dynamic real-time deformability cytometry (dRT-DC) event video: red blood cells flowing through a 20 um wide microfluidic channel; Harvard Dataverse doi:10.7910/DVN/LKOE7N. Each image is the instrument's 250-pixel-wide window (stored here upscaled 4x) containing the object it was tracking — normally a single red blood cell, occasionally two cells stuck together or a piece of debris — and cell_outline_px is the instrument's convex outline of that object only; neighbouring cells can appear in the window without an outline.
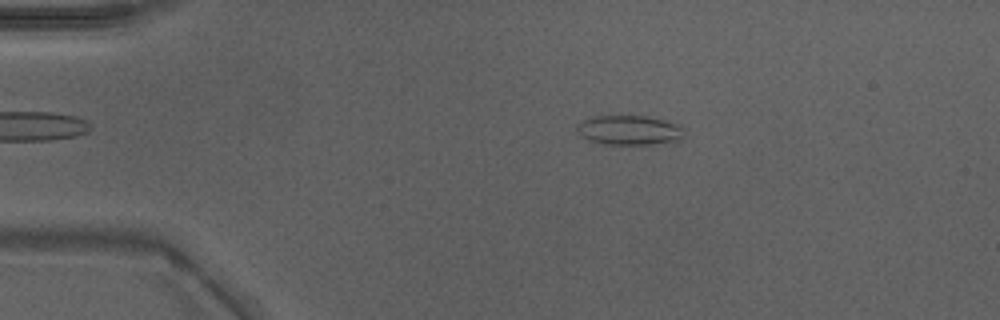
{"species": "Egyptian fruit bat (a non-hibernating species)", "species_latin": "Rousettus aegyptiacus", "temperature_condition": "warm", "stored_images_in_passage": 42, "camera_frame_rate_fps": 3000, "um_per_image_px": 0.085, "animal": {"sex": "male"}, "frame": {"image": 1, "passage_image": 4, "time_ms": 1.0, "image_size_px": [1000, 320], "cell_outline_px": [[684, 136], [680, 140], [652, 144], [600, 144], [588, 140], [576, 132], [576, 128], [584, 120], [592, 116], [648, 116], [680, 124], [684, 128]], "centroid_in_image_um": [53.51, 11.06], "position_along_channel_um": 31.5, "area_um2": 18.61}}
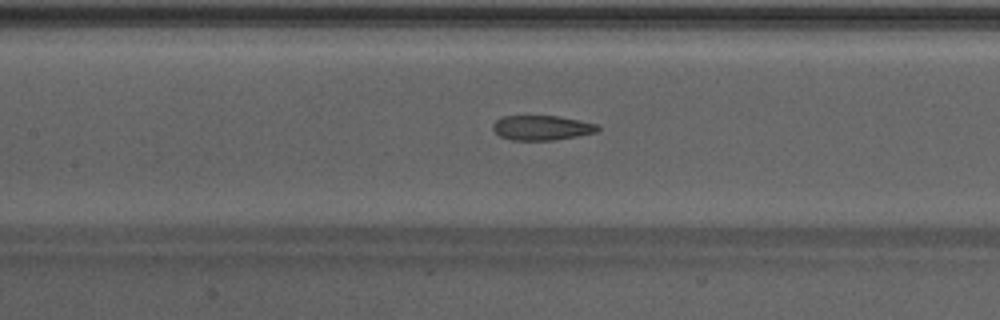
{"frame": {"image": 2, "passage_image": 17, "time_ms": 5.333, "image_size_px": [1000, 320], "cell_outline_px": [[600, 128], [596, 132], [576, 136], [552, 140], [512, 140], [500, 136], [492, 128], [492, 124], [496, 120], [504, 116], [556, 116], [596, 124]], "centroid_in_image_um": [46.01, 10.86], "position_along_channel_um": 161.4, "area_um2": 14.85}}
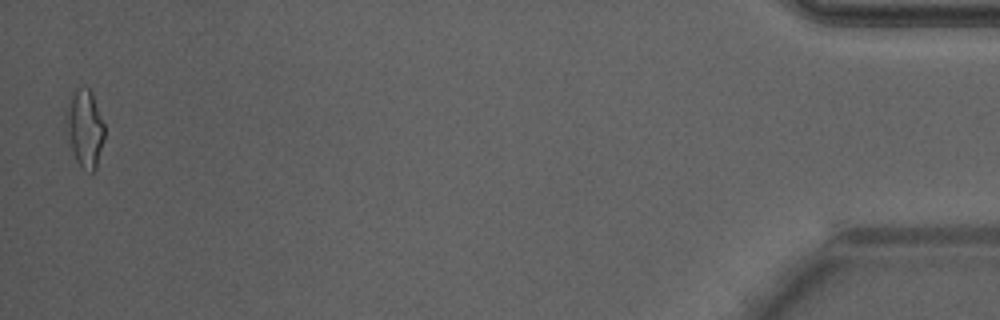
{"frame": {"image": 3, "passage_image": 42, "time_ms": 13.667, "image_size_px": [1000, 320], "cell_outline_px": [[104, 140], [96, 168], [92, 172], [80, 164], [76, 160], [72, 152], [64, 128], [64, 112], [76, 88], [84, 84], [92, 92], [104, 124]], "centroid_in_image_um": [7.18, 10.86], "position_along_channel_um": 428.0, "area_um2": 17.57}, "authors_computed_cell_mechanics": {"area_um2": 16.3574, "velocity_mm_per_s": 4.2981, "shape_relaxation_time_tau1_ms": null, "shape_relaxation_time_tau2_ms": 1.5997, "deformation_change_tau1": null, "deformation_change_tau2": 0.1029}}